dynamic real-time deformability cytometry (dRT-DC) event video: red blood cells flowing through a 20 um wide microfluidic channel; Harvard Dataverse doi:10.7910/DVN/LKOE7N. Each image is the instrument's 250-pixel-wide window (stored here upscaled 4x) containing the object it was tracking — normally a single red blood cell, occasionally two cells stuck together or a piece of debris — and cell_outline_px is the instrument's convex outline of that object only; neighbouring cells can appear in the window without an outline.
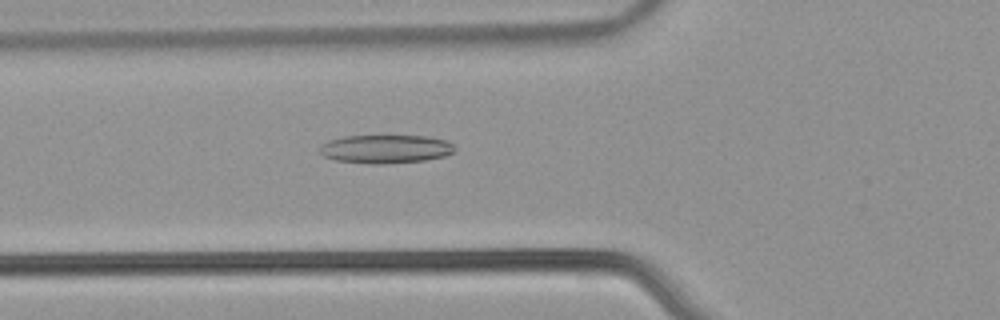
{"species": "common noctule bat (a hibernating species)", "species_latin": "Nyctalus noctula", "temperature_condition": "warm", "stored_images_in_passage": 54, "camera_frame_rate_fps": 3000, "um_per_image_px": 0.085, "animal": {"sex": "male", "body_mass_g": 21.5, "forearm_length_mm": 52.0}, "frame": {"image": 1, "passage_image": 20, "time_ms": 6.333, "image_size_px": [1000, 320], "cell_outline_px": [[456, 148], [452, 152], [444, 156], [424, 160], [380, 164], [368, 164], [336, 160], [324, 156], [320, 152], [320, 148], [328, 140], [344, 136], [428, 136], [448, 140]], "centroid_in_image_um": [32.79, 12.66], "position_along_channel_um": 93.0, "area_um2": 22.31}}
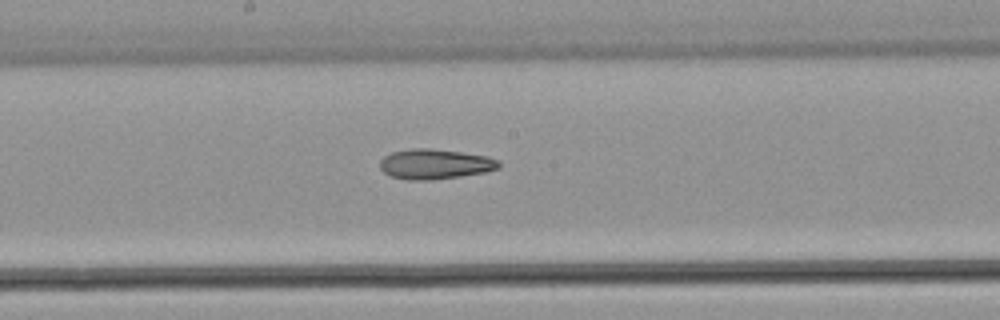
{"frame": {"image": 2, "passage_image": 29, "time_ms": 9.333, "image_size_px": [1000, 320], "cell_outline_px": [[500, 168], [484, 172], [460, 176], [432, 180], [404, 180], [392, 176], [384, 172], [380, 168], [380, 160], [384, 156], [392, 152], [412, 148], [432, 148], [488, 156], [500, 160]], "centroid_in_image_um": [36.97, 13.94], "position_along_channel_um": 211.2, "area_um2": 20.92}}
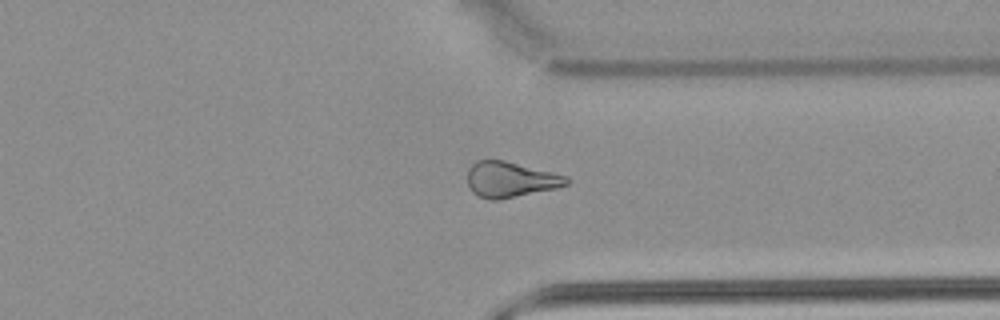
{"frame": {"image": 3, "passage_image": 41, "time_ms": 13.333, "image_size_px": [1000, 320], "cell_outline_px": [[568, 184], [556, 188], [496, 200], [488, 200], [476, 196], [468, 188], [468, 168], [476, 160], [504, 160], [568, 176]], "centroid_in_image_um": [43.34, 15.26], "position_along_channel_um": 368.1, "area_um2": 20.52}, "authors_computed_cell_mechanics": {"area_um2": 22.3397, "velocity_mm_per_s": 3.93, "shape_relaxation_time_tau1_ms": null, "shape_relaxation_time_tau2_ms": 10.3443, "deformation_change_tau1": null, "deformation_change_tau2": 0.2535}}